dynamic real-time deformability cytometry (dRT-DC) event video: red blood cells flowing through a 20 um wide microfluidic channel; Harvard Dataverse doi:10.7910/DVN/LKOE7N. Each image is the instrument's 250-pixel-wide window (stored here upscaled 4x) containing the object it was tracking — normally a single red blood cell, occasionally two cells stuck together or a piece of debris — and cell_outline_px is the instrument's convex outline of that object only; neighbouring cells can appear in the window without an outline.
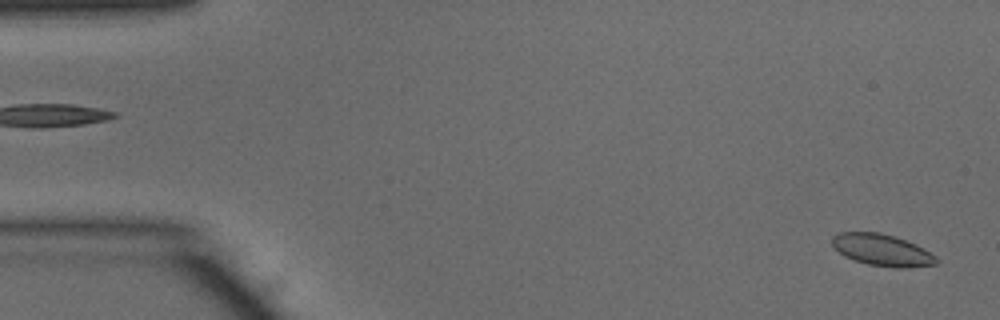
{"species": "common noctule bat (a hibernating species)", "species_latin": "Nyctalus noctula", "temperature_condition": "warm", "stored_images_in_passage": 49, "camera_frame_rate_fps": 3000, "um_per_image_px": 0.085, "animal": {"sex": "male", "body_mass_g": 15.6}, "frame": {"image": 1, "passage_image": 1, "time_ms": 0.0, "image_size_px": [1000, 320], "cell_outline_px": [[940, 260], [936, 264], [908, 268], [896, 268], [868, 264], [844, 256], [832, 244], [832, 236], [840, 232], [880, 232], [916, 244], [936, 256]], "centroid_in_image_um": [75.0, 21.26], "position_along_channel_um": 10.0, "area_um2": 19.13}}
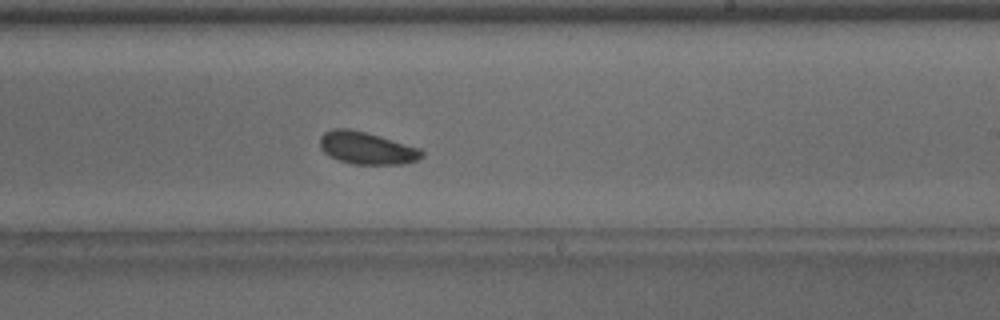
{"frame": {"image": 2, "passage_image": 29, "time_ms": 9.333, "image_size_px": [1000, 320], "cell_outline_px": [[424, 156], [416, 160], [404, 164], [352, 164], [328, 156], [320, 148], [320, 136], [324, 132], [332, 128], [348, 128], [380, 136], [420, 148], [424, 152]], "centroid_in_image_um": [31.15, 12.58], "position_along_channel_um": 257.8, "area_um2": 19.25}}
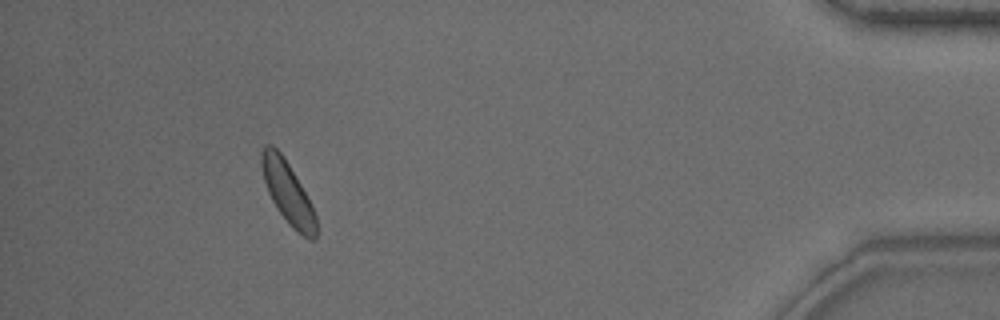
{"frame": {"image": 3, "passage_image": 45, "time_ms": 14.667, "image_size_px": [1000, 320], "cell_outline_px": [[316, 240], [312, 240], [304, 236], [292, 228], [288, 224], [276, 208], [268, 192], [264, 180], [260, 164], [260, 152], [264, 144], [272, 144], [284, 156], [312, 204], [316, 216]], "centroid_in_image_um": [24.44, 16.34], "position_along_channel_um": 410.8, "area_um2": 19.88}}